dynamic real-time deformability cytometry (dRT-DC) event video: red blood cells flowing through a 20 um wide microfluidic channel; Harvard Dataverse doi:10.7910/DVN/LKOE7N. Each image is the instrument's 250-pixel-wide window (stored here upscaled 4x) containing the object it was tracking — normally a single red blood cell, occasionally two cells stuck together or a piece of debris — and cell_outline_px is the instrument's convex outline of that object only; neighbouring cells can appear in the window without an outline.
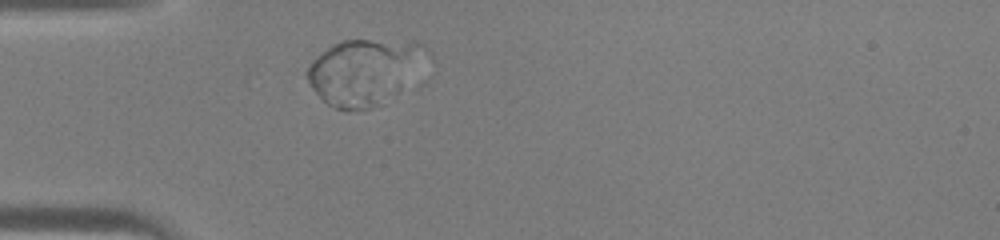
{"species": "human", "species_latin": "Homo sapiens", "temperature_condition": "warm", "stored_images_in_passage": 32, "camera_frame_rate_fps": 3000, "um_per_image_px": 0.085, "donor": {"sex": "male"}, "frame": {"image": 1, "passage_image": 1, "time_ms": 0.0, "image_size_px": [1000, 240], "cell_outline_px": [[432, 60], [376, 104], [368, 108], [348, 112], [336, 108], [328, 104], [312, 88], [304, 72], [312, 60], [328, 48], [344, 40], [368, 40], [424, 44], [432, 52]], "centroid_in_image_um": [30.95, 6.06], "position_along_channel_um": 54.0, "area_um2": 44.74}}
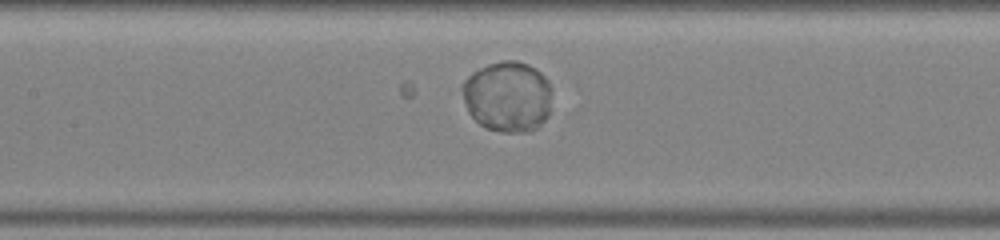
{"frame": {"image": 2, "passage_image": 9, "time_ms": 2.667, "image_size_px": [1000, 240], "cell_outline_px": [[552, 88], [548, 116], [536, 128], [528, 132], [500, 132], [484, 128], [468, 112], [460, 88], [460, 84], [472, 72], [488, 64], [504, 60], [516, 60], [528, 64], [536, 68], [548, 80]], "centroid_in_image_um": [43.14, 8.2], "position_along_channel_um": 164.3, "area_um2": 37.4}}
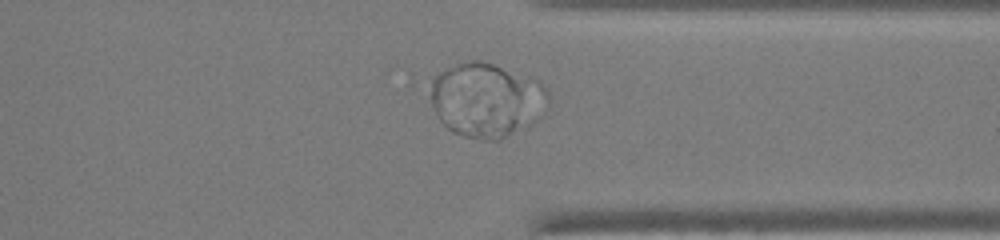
{"frame": {"image": 3, "passage_image": 23, "time_ms": 7.333, "image_size_px": [1000, 240], "cell_outline_px": [[548, 104], [544, 112], [536, 120], [500, 140], [484, 140], [464, 136], [452, 132], [440, 120], [432, 104], [432, 80], [440, 72], [456, 64], [472, 60], [480, 60], [540, 80], [544, 84], [548, 92]], "centroid_in_image_um": [41.39, 8.49], "position_along_channel_um": 370.0, "area_um2": 50.63}}